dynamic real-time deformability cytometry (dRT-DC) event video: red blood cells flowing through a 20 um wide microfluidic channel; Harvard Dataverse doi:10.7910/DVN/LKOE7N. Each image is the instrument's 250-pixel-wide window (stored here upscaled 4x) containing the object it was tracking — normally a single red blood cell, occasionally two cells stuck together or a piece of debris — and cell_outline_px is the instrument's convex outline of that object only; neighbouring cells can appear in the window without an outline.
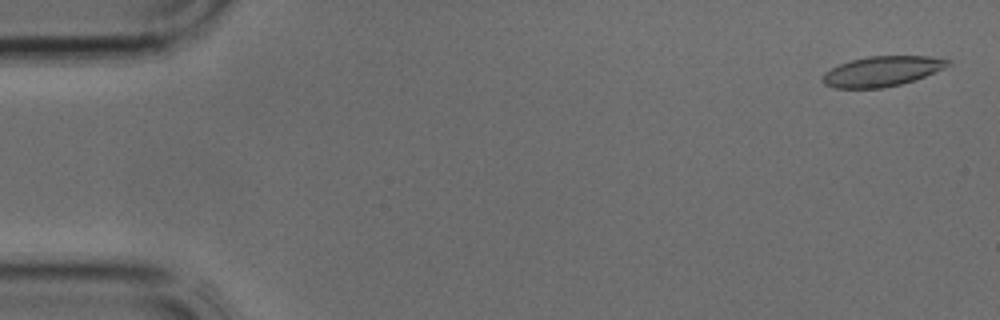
{"species": "common noctule bat (a hibernating species)", "species_latin": "Nyctalus noctula", "temperature_condition": "cold", "stored_images_in_passage": 39, "camera_frame_rate_fps": 3000, "um_per_image_px": 0.085, "animal": {"sex": "male", "body_mass_g": 17.9, "forearm_length_mm": 54.2}, "frame": {"image": 1, "passage_image": 2, "time_ms": 0.333, "image_size_px": [1000, 320], "cell_outline_px": [[952, 64], [944, 68], [924, 76], [900, 84], [884, 88], [836, 88], [824, 84], [824, 72], [840, 64], [852, 60], [868, 56], [928, 56], [952, 60]], "centroid_in_image_um": [75.0, 6.05], "position_along_channel_um": 10.0, "area_um2": 21.73}}
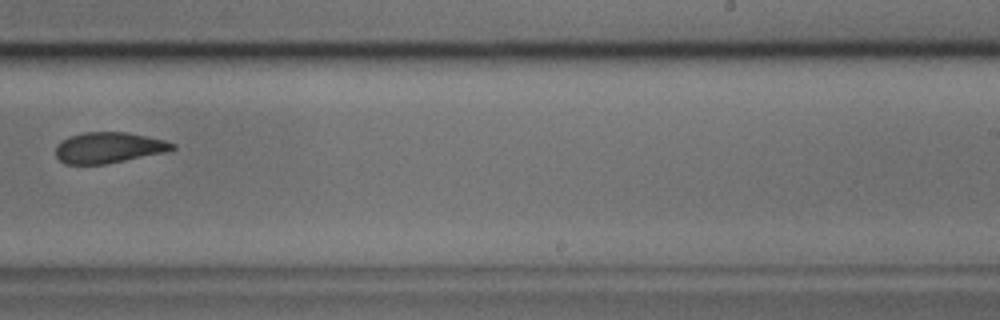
{"frame": {"image": 2, "passage_image": 25, "time_ms": 8.0, "image_size_px": [1000, 320], "cell_outline_px": [[176, 148], [164, 152], [108, 164], [64, 164], [56, 156], [56, 144], [60, 140], [68, 136], [84, 132], [128, 132], [164, 140], [176, 144]], "centroid_in_image_um": [9.2, 12.54], "position_along_channel_um": 279.8, "area_um2": 21.1}}
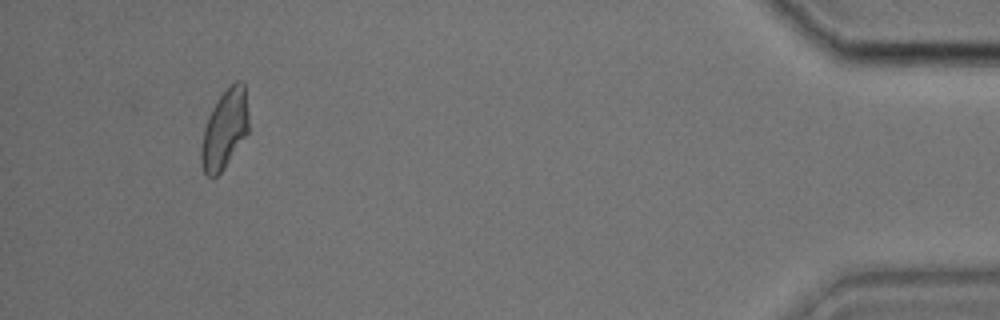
{"frame": {"image": 3, "passage_image": 37, "time_ms": 12.0, "image_size_px": [1000, 320], "cell_outline_px": [[248, 132], [224, 168], [216, 176], [208, 176], [204, 172], [200, 164], [200, 148], [204, 128], [208, 116], [212, 108], [220, 96], [236, 80], [240, 80], [244, 84], [248, 116]], "centroid_in_image_um": [19.07, 11.0], "position_along_channel_um": 416.1, "area_um2": 21.62}}